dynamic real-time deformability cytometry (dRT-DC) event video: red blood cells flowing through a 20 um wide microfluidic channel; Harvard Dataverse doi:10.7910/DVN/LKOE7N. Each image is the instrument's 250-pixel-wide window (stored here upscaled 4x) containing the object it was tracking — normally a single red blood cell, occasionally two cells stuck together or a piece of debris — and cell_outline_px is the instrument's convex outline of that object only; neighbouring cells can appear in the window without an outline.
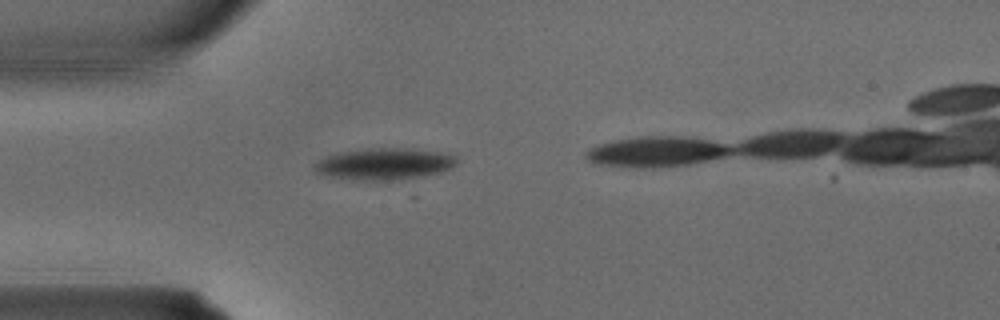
{"species": "common noctule bat (a hibernating species)", "species_latin": "Nyctalus noctula", "temperature_condition": "warm", "stored_images_in_passage": 6, "camera_frame_rate_fps": 3000, "um_per_image_px": 0.085, "animal": {"sex": "male", "body_mass_g": 15.6}, "frame": {"image": 1, "passage_image": 2, "time_ms": 0.333, "image_size_px": [1000, 320], "cell_outline_px": [[456, 164], [452, 168], [440, 172], [412, 180], [344, 180], [324, 176], [316, 172], [312, 164], [324, 156], [340, 152], [372, 148], [408, 148], [440, 152], [456, 156]], "centroid_in_image_um": [32.63, 13.96], "position_along_channel_um": 52.4, "area_um2": 26.88}}
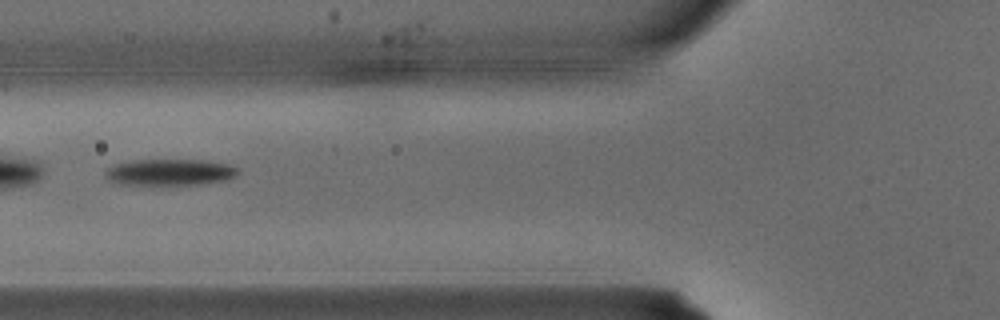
{"frame": {"image": 2, "passage_image": 6, "time_ms": 1.667, "image_size_px": [1000, 320], "cell_outline_px": [[240, 172], [236, 176], [228, 180], [204, 184], [152, 188], [116, 184], [108, 180], [104, 176], [104, 168], [116, 164], [132, 160], [204, 160], [228, 164], [240, 168]], "centroid_in_image_um": [14.38, 14.7], "position_along_channel_um": 111.4, "area_um2": 21.96}}